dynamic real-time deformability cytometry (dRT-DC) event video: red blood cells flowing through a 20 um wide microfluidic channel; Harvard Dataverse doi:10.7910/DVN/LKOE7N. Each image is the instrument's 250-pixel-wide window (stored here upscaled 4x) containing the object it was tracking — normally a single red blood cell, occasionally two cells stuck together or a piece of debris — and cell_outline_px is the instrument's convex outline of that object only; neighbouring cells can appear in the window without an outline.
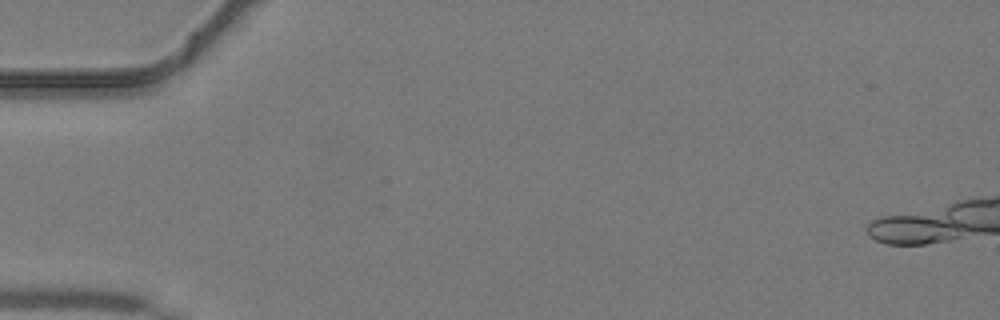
{"species": "common noctule bat (a hibernating species)", "species_latin": "Nyctalus noctula", "temperature_condition": "warm", "stored_images_in_passage": 17, "camera_frame_rate_fps": 3000, "um_per_image_px": 0.085, "animal": {"sex": "male", "body_mass_g": 19.2, "forearm_length_mm": 51.8}, "frame": {"image": 1, "passage_image": 1, "time_ms": 0.0, "image_size_px": [1000, 320], "cell_outline_px": [[960, 224], [932, 240], [920, 244], [896, 244], [880, 240], [884, 220], [932, 220]], "centroid_in_image_um": [77.66, 19.63], "position_along_channel_um": 7.3, "area_um2": 10.35}}